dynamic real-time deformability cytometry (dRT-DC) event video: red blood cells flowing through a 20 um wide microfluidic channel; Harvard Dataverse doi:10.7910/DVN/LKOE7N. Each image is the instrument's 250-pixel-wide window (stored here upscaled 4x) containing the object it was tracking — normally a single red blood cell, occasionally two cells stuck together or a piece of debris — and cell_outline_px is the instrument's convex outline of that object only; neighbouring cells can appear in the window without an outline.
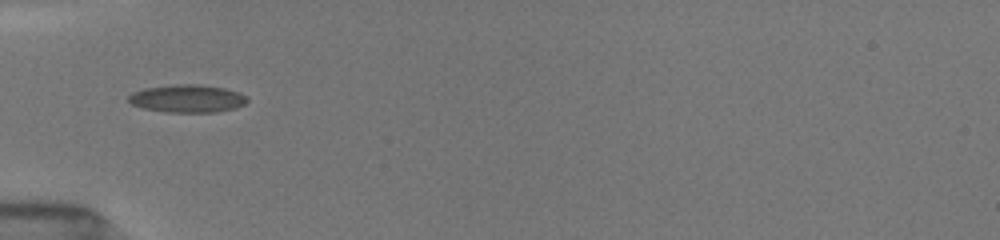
{"species": "common noctule bat (a hibernating species)", "species_latin": "Nyctalus noctula", "temperature_condition": "room temperature", "stored_images_in_passage": 6, "camera_frame_rate_fps": 3000, "um_per_image_px": 0.085, "animal": {"sex": "female", "body_mass_g": 19.5, "forearm_length_mm": 54.1}, "frame": {"image": 1, "passage_image": 1, "time_ms": 0.0, "image_size_px": [1000, 240], "cell_outline_px": [[248, 100], [244, 104], [236, 108], [216, 112], [164, 112], [144, 108], [132, 104], [128, 100], [128, 96], [132, 92], [144, 88], [172, 84], [196, 84], [224, 88], [240, 92], [248, 96]], "centroid_in_image_um": [15.94, 8.37], "position_along_channel_um": 69.1, "area_um2": 19.36}}